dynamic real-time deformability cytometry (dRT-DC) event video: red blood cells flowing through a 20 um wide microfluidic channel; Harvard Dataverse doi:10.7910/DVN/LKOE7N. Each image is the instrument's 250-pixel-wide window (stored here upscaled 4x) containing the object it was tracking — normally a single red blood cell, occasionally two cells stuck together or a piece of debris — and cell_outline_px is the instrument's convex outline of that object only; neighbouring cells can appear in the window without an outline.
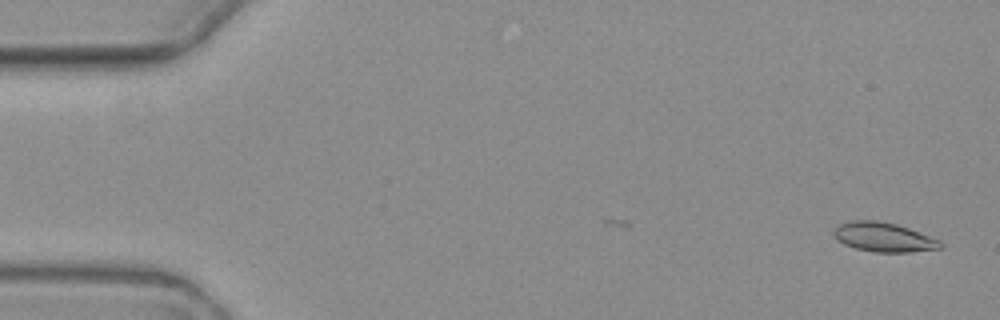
{"species": "common noctule bat (a hibernating species)", "species_latin": "Nyctalus noctula", "temperature_condition": "warm", "stored_images_in_passage": 2, "camera_frame_rate_fps": 3000, "um_per_image_px": 0.085, "animal": {"sex": "female", "body_mass_g": 19.3, "forearm_length_mm": 54.1}, "frame": {"image": 1, "passage_image": 2, "time_ms": 1.333, "image_size_px": [1000, 320], "cell_outline_px": [[944, 248], [908, 252], [876, 252], [856, 248], [844, 244], [832, 232], [840, 224], [852, 220], [876, 220], [896, 224], [908, 228], [940, 240], [944, 244]], "centroid_in_image_um": [75.16, 20.16], "position_along_channel_um": 9.8, "area_um2": 18.03}}